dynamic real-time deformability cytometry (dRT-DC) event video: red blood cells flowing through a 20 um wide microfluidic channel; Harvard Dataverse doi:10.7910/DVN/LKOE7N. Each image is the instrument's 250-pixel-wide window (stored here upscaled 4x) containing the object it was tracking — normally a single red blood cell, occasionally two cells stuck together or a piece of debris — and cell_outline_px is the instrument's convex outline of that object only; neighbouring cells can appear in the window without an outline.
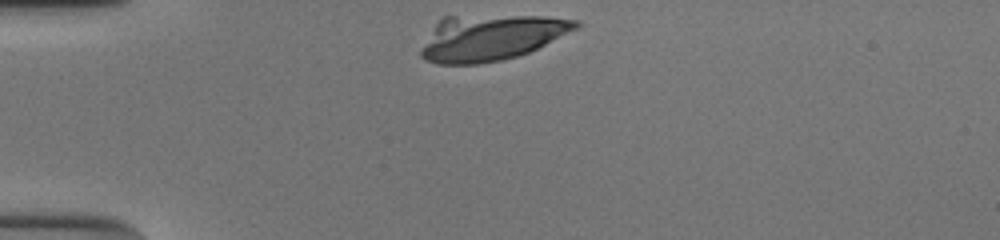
{"species": "human", "species_latin": "Homo sapiens", "temperature_condition": "cold", "stored_images_in_passage": 31, "camera_frame_rate_fps": 3000, "um_per_image_px": 0.085, "donor": {"sex": "male"}, "frame": {"image": 1, "passage_image": 1, "time_ms": 0.0, "image_size_px": [1000, 240], "cell_outline_px": [[580, 24], [576, 28], [528, 52], [516, 56], [500, 60], [476, 64], [436, 64], [424, 60], [420, 56], [420, 48], [436, 24], [444, 16], [540, 16], [580, 20]], "centroid_in_image_um": [41.66, 3.2], "position_along_channel_um": 43.3, "area_um2": 40.69}}
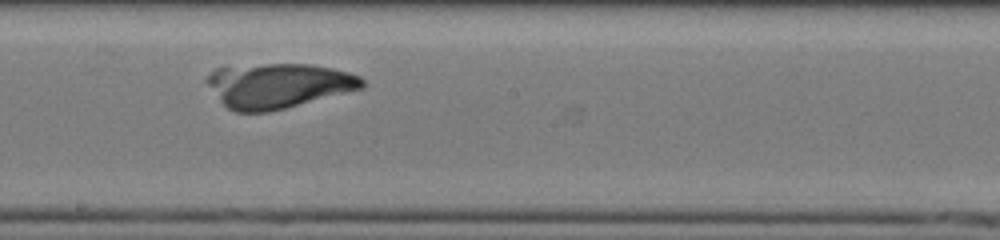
{"frame": {"image": 2, "passage_image": 18, "time_ms": 5.667, "image_size_px": [1000, 240], "cell_outline_px": [[364, 88], [268, 112], [236, 112], [228, 108], [220, 100], [204, 80], [208, 72], [224, 64], [308, 64], [332, 68], [348, 72], [360, 76], [364, 80]], "centroid_in_image_um": [23.59, 7.24], "position_along_channel_um": 224.6, "area_um2": 40.92}}
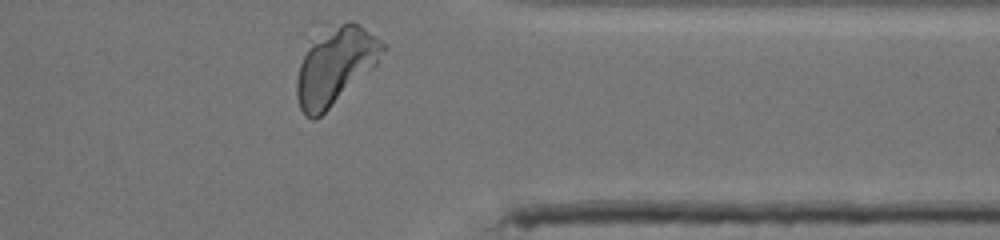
{"frame": {"image": 3, "passage_image": 31, "time_ms": 10.0, "image_size_px": [1000, 240], "cell_outline_px": [[384, 48], [376, 64], [372, 68], [316, 120], [312, 120], [304, 116], [300, 108], [296, 96], [296, 80], [300, 64], [308, 40], [320, 20], [352, 20], [360, 24], [380, 40], [384, 44]], "centroid_in_image_um": [28.4, 5.44], "position_along_channel_um": 383.0, "area_um2": 40.23}, "authors_computed_cell_mechanics": {"area_um2": 40.9224, "velocity_mm_per_s": 3.808, "shape_relaxation_time_tau1_ms": 4.7437, "shape_relaxation_time_tau2_ms": 1.5713, "deformation_change_tau1": 0.2709, "deformation_change_tau2": 0.0846}}